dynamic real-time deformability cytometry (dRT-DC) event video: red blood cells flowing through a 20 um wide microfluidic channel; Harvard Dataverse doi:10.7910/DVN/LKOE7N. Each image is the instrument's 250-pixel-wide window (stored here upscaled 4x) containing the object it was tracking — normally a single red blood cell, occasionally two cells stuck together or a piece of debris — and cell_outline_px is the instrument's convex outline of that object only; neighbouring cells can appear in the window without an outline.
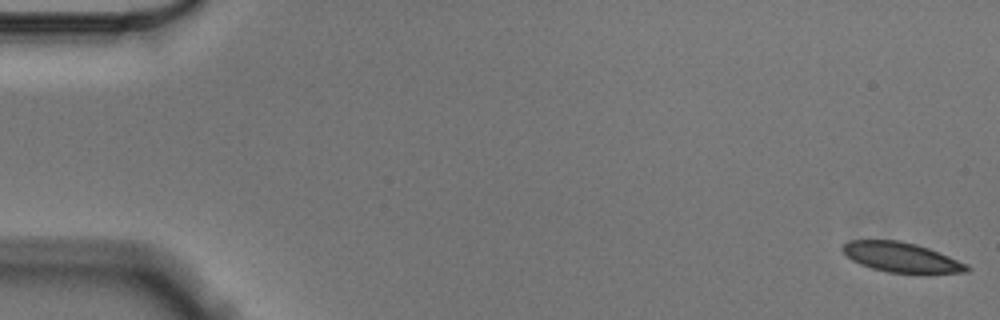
{"species": "Egyptian fruit bat (a non-hibernating species)", "species_latin": "Rousettus aegyptiacus", "temperature_condition": "cold", "stored_images_in_passage": 58, "camera_frame_rate_fps": 3000, "um_per_image_px": 0.085, "animal": {"sex": "male"}, "frame": {"image": 1, "passage_image": 1, "time_ms": 0.0, "image_size_px": [1000, 320], "cell_outline_px": [[972, 268], [968, 272], [888, 272], [872, 268], [860, 264], [852, 260], [840, 248], [848, 240], [900, 240], [916, 244], [928, 248], [968, 264]], "centroid_in_image_um": [76.59, 21.85], "position_along_channel_um": 8.4, "area_um2": 21.21}}
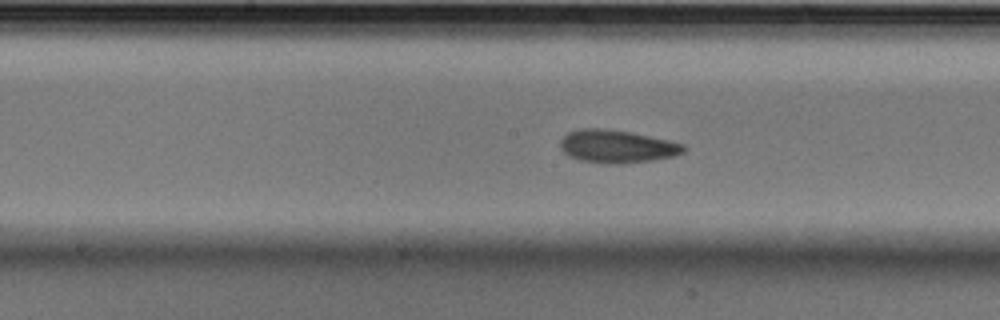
{"frame": {"image": 2, "passage_image": 29, "time_ms": 9.333, "image_size_px": [1000, 320], "cell_outline_px": [[688, 148], [684, 152], [676, 156], [652, 160], [620, 164], [612, 164], [580, 160], [568, 156], [560, 148], [560, 140], [568, 132], [580, 128], [604, 128], [628, 132], [668, 140], [684, 144]], "centroid_in_image_um": [52.44, 12.45], "position_along_channel_um": 195.8, "area_um2": 23.7}}
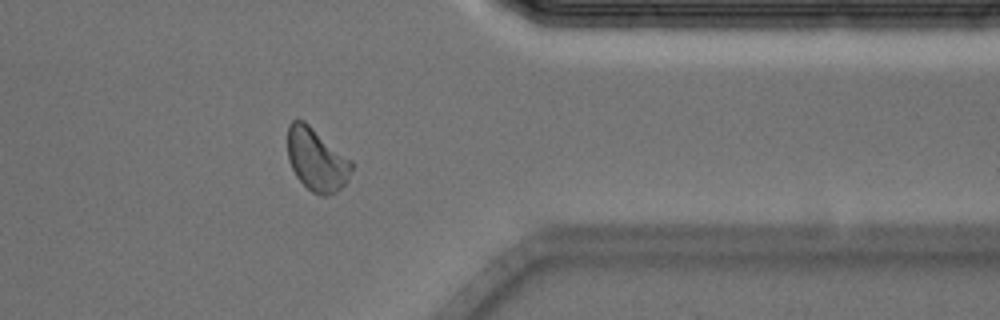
{"frame": {"image": 3, "passage_image": 46, "time_ms": 15.0, "image_size_px": [1000, 320], "cell_outline_px": [[352, 168], [348, 180], [336, 192], [328, 196], [320, 196], [312, 192], [296, 176], [288, 160], [288, 124], [292, 120], [304, 120], [352, 160]], "centroid_in_image_um": [26.91, 13.57], "position_along_channel_um": 384.5, "area_um2": 23.41}, "authors_computed_cell_mechanics": {"area_um2": 22.6576, "velocity_mm_per_s": 3.5276, "shape_relaxation_time_tau1_ms": 3.7729, "shape_relaxation_time_tau2_ms": 5.0486, "deformation_change_tau1": 0.087, "deformation_change_tau2": 0.1073}}